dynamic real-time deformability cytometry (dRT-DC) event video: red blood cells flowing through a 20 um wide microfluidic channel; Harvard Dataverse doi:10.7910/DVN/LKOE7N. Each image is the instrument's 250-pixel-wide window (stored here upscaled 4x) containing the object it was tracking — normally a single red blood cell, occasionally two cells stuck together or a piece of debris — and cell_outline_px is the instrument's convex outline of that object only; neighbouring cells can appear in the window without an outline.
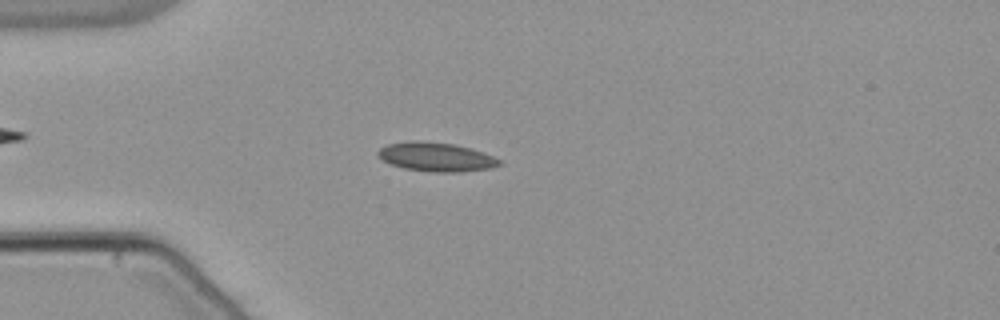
{"species": "common noctule bat (a hibernating species)", "species_latin": "Nyctalus noctula", "temperature_condition": "warm", "stored_images_in_passage": 46, "camera_frame_rate_fps": 3000, "um_per_image_px": 0.085, "animal": {"sex": "male", "body_mass_g": 21.5, "forearm_length_mm": 52.0}, "frame": {"image": 1, "passage_image": 7, "time_ms": 2.0, "image_size_px": [1000, 320], "cell_outline_px": [[504, 164], [492, 168], [456, 172], [436, 172], [404, 168], [392, 164], [384, 160], [376, 152], [380, 148], [388, 144], [412, 140], [420, 140], [456, 144], [472, 148], [484, 152], [500, 160]], "centroid_in_image_um": [37.12, 13.32], "position_along_channel_um": 47.9, "area_um2": 20.52}}
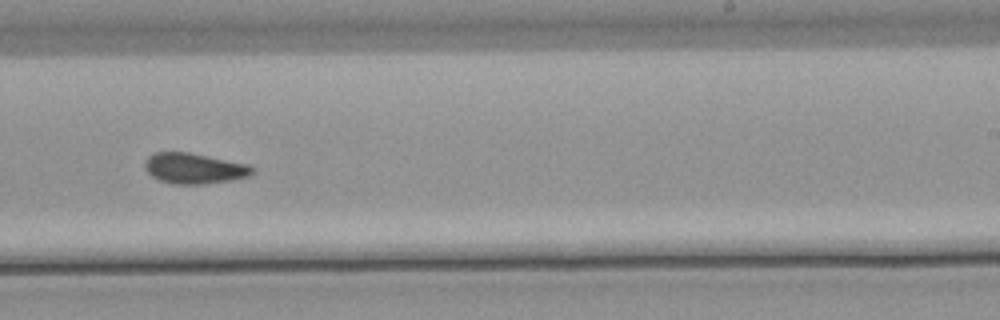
{"frame": {"image": 2, "passage_image": 26, "time_ms": 8.333, "image_size_px": [1000, 320], "cell_outline_px": [[256, 172], [248, 176], [232, 180], [204, 184], [172, 184], [160, 180], [152, 176], [144, 168], [144, 160], [152, 152], [188, 152], [248, 164], [256, 168]], "centroid_in_image_um": [16.51, 14.31], "position_along_channel_um": 272.5, "area_um2": 19.36}}
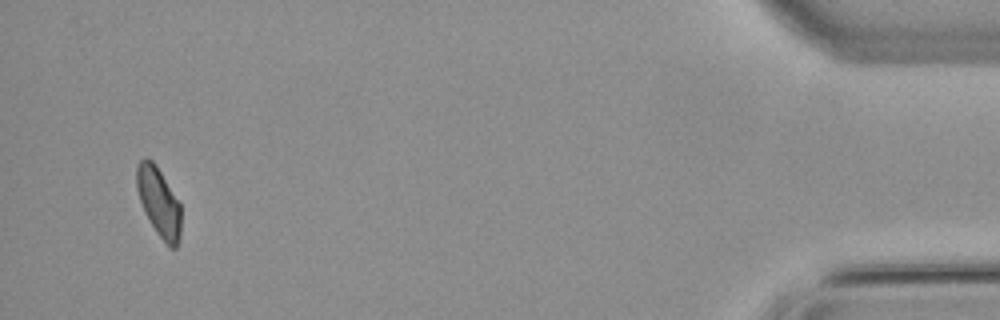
{"frame": {"image": 3, "passage_image": 44, "time_ms": 14.333, "image_size_px": [1000, 320], "cell_outline_px": [[180, 236], [176, 248], [168, 248], [156, 232], [144, 212], [136, 188], [136, 168], [140, 160], [152, 160], [156, 164], [180, 204]], "centroid_in_image_um": [13.49, 17.21], "position_along_channel_um": 421.7, "area_um2": 17.74}, "authors_computed_cell_mechanics": {"area_um2": 18.8428, "velocity_mm_per_s": 3.8134, "shape_relaxation_time_tau1_ms": 7.561, "shape_relaxation_time_tau2_ms": 2.0525, "deformation_change_tau1": 0.1569, "deformation_change_tau2": 0.0826}}